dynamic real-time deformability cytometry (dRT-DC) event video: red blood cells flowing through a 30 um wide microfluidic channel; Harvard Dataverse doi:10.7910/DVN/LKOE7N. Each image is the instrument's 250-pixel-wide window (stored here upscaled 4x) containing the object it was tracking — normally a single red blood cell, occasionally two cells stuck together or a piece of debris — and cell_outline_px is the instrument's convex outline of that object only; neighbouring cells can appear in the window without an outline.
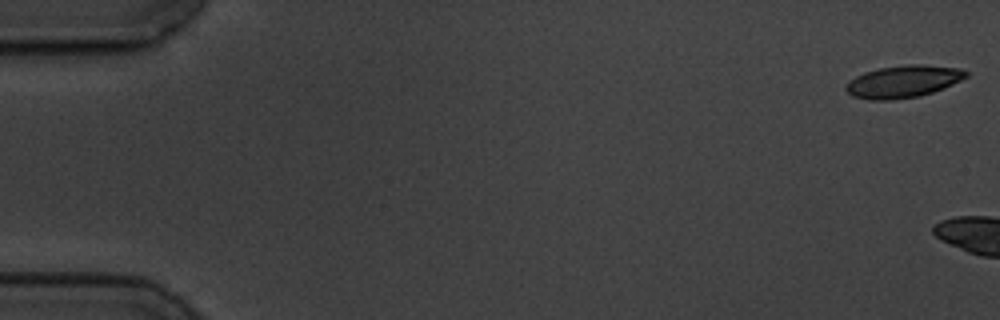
{"species": "common noctule bat (a hibernating species)", "species_latin": "Nyctalus noctula", "temperature_condition": "cold", "stored_images_in_passage": 6, "camera_frame_rate_fps": 3000, "um_per_image_px": 0.085, "animal": {"sex": "male", "body_mass_g": 19.5, "forearm_length_mm": 54.6}, "frame": {"image": 1, "passage_image": 1, "time_ms": 0.0, "image_size_px": [1000, 320], "cell_outline_px": [[968, 76], [952, 84], [932, 92], [920, 96], [892, 100], [868, 100], [852, 96], [844, 88], [856, 76], [864, 72], [880, 68], [904, 64], [920, 64], [960, 68], [968, 72]], "centroid_in_image_um": [76.77, 6.93], "position_along_channel_um": 8.2, "area_um2": 22.48}}